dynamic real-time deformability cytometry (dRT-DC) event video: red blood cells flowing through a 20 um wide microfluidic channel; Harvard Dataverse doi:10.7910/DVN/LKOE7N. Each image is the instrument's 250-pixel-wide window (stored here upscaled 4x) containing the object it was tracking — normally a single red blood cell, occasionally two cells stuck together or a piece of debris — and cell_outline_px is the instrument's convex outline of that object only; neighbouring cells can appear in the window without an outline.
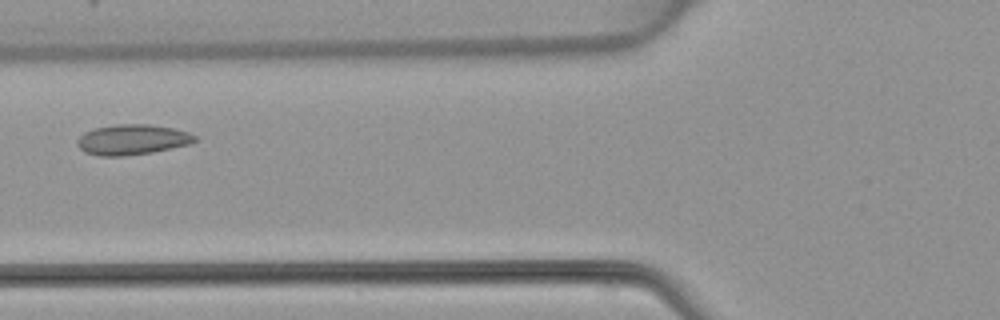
{"species": "common noctule bat (a hibernating species)", "species_latin": "Nyctalus noctula", "temperature_condition": "warm", "stored_images_in_passage": 4, "camera_frame_rate_fps": 3000, "um_per_image_px": 0.085, "animal": {"sex": "female", "body_mass_g": 22.7, "forearm_length_mm": 54.2}, "frame": {"image": 1, "passage_image": 3, "time_ms": 2.333, "image_size_px": [1000, 320], "cell_outline_px": [[196, 140], [192, 144], [152, 152], [124, 156], [100, 156], [84, 152], [76, 144], [76, 140], [84, 132], [96, 128], [116, 124], [148, 124], [172, 128], [188, 132], [196, 136]], "centroid_in_image_um": [11.23, 11.87], "position_along_channel_um": 114.6, "area_um2": 20.81}}
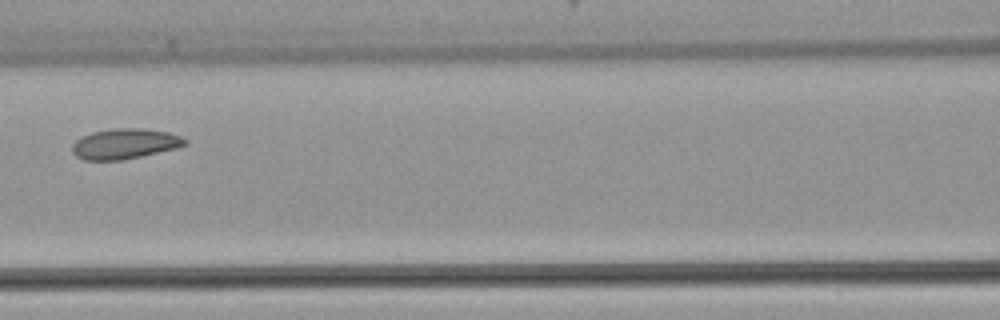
{"frame": {"image": 2, "passage_image": 4, "time_ms": 3.333, "image_size_px": [1000, 320], "cell_outline_px": [[188, 144], [176, 148], [140, 156], [120, 160], [84, 160], [76, 156], [72, 152], [72, 144], [76, 140], [92, 132], [112, 128], [140, 128], [168, 132], [180, 136], [188, 140]], "centroid_in_image_um": [10.6, 12.22], "position_along_channel_um": 156.0, "area_um2": 19.83}}